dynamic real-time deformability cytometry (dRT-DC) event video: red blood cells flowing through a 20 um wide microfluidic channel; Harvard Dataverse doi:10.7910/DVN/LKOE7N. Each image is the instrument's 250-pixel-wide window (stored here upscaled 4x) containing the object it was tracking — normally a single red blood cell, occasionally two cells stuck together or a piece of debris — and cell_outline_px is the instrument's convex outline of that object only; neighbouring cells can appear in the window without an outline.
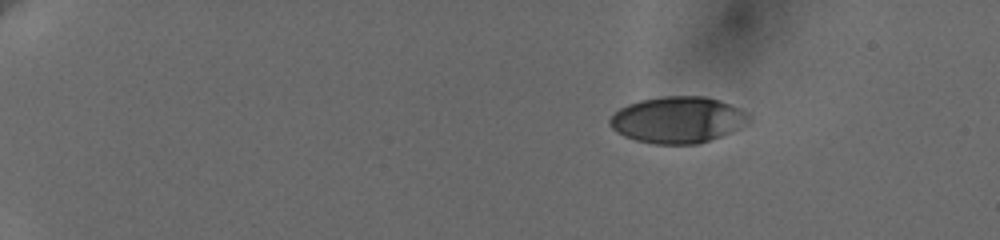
{"species": "human", "species_latin": "Homo sapiens", "temperature_condition": "cold", "stored_images_in_passage": 47, "camera_frame_rate_fps": 3000, "um_per_image_px": 0.085, "donor": {"sex": "female"}, "frame": {"image": 1, "passage_image": 1, "time_ms": 0.0, "image_size_px": [1000, 240], "cell_outline_px": [[748, 120], [736, 128], [720, 136], [696, 144], [652, 144], [636, 140], [624, 136], [616, 132], [608, 124], [608, 120], [620, 108], [628, 104], [640, 100], [660, 96], [704, 96], [720, 100], [740, 108], [748, 116]], "centroid_in_image_um": [57.53, 10.17], "position_along_channel_um": 27.5, "area_um2": 37.22}}
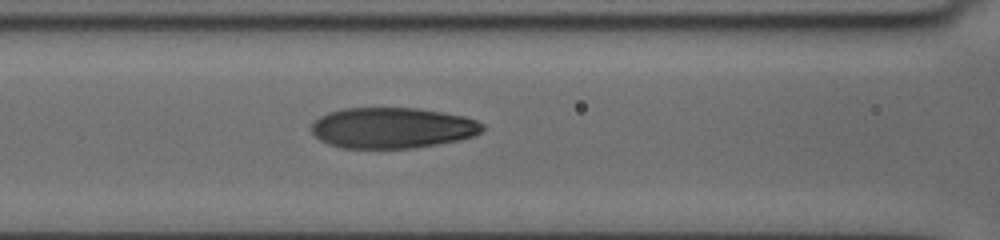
{"frame": {"image": 2, "passage_image": 20, "time_ms": 6.333, "image_size_px": [1000, 240], "cell_outline_px": [[484, 128], [480, 132], [472, 136], [456, 140], [436, 144], [412, 148], [344, 148], [328, 144], [320, 140], [312, 132], [312, 120], [328, 112], [344, 108], [420, 108], [464, 116], [476, 120], [484, 124]], "centroid_in_image_um": [33.32, 10.86], "position_along_channel_um": 133.3, "area_um2": 40.63}}
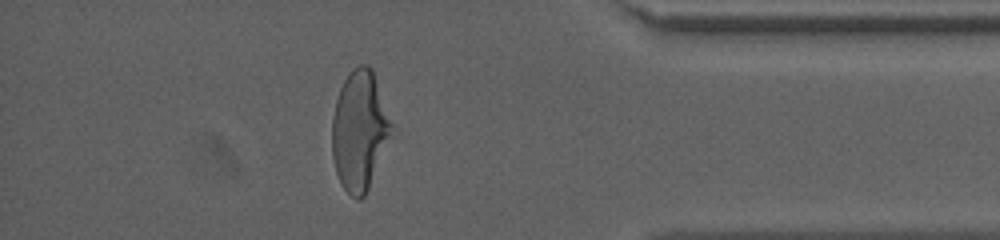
{"frame": {"image": 3, "passage_image": 41, "time_ms": 14.333, "image_size_px": [1000, 240], "cell_outline_px": [[396, 128], [368, 188], [364, 196], [360, 200], [356, 200], [344, 188], [336, 172], [332, 156], [332, 116], [336, 100], [340, 88], [348, 72], [360, 64], [368, 64], [372, 68]], "centroid_in_image_um": [30.6, 11.06], "position_along_channel_um": 404.6, "area_um2": 42.02}, "authors_computed_cell_mechanics": {"area_um2": 40.8646, "velocity_mm_per_s": 3.643, "shape_relaxation_time_tau1_ms": 5.0525, "shape_relaxation_time_tau2_ms": 0.9695, "deformation_change_tau1": 0.2086, "deformation_change_tau2": 0.0741}}